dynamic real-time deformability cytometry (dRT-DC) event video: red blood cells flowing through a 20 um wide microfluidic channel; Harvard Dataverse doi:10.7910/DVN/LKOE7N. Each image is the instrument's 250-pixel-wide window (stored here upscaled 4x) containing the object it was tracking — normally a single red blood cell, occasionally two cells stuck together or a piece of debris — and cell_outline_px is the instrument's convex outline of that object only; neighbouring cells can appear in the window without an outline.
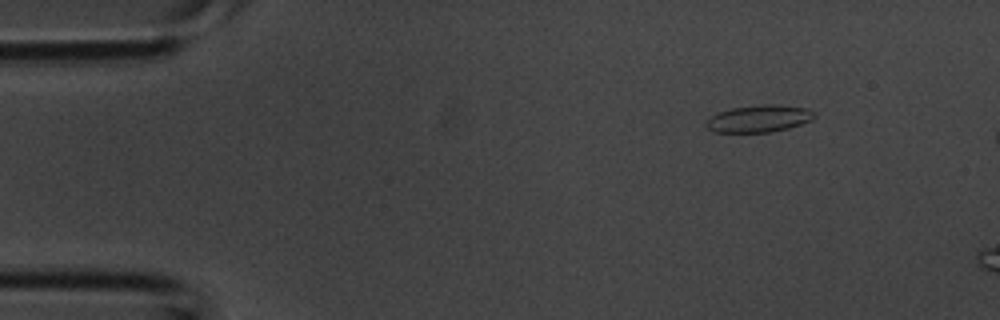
{"species": "common noctule bat (a hibernating species)", "species_latin": "Nyctalus noctula", "temperature_condition": "room temperature", "stored_images_in_passage": 4, "camera_frame_rate_fps": 3000, "um_per_image_px": 0.085, "animal": {"sex": "male", "body_mass_g": 20.1, "forearm_length_mm": 53.5}, "frame": {"image": 1, "passage_image": 2, "time_ms": 0.333, "image_size_px": [1000, 320], "cell_outline_px": [[816, 116], [812, 120], [788, 128], [768, 132], [716, 132], [708, 128], [704, 124], [704, 120], [720, 112], [732, 108], [764, 104], [776, 104], [808, 108], [816, 112]], "centroid_in_image_um": [64.54, 10.07], "position_along_channel_um": 20.5, "area_um2": 17.11}}